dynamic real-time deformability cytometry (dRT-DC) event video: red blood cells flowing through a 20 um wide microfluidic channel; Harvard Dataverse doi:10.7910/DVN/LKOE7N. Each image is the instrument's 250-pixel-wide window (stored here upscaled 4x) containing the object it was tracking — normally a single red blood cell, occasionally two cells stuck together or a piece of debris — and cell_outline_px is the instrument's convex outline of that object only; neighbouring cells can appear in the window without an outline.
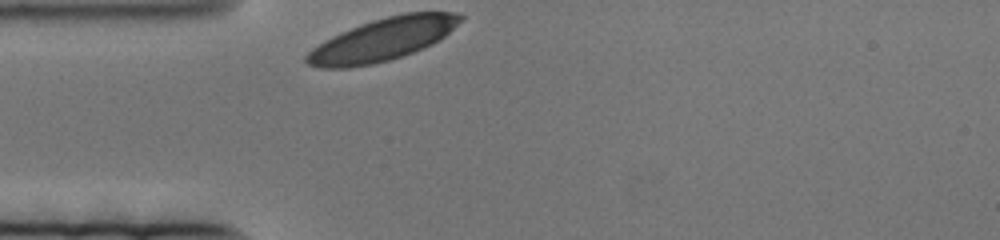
{"species": "human", "species_latin": "Homo sapiens", "temperature_condition": "cold", "stored_images_in_passage": 44, "camera_frame_rate_fps": 3000, "um_per_image_px": 0.085, "donor": {"sex": "female"}, "frame": {"image": 1, "passage_image": 1, "time_ms": 0.0, "image_size_px": [1000, 240], "cell_outline_px": [[464, 20], [440, 40], [424, 48], [388, 60], [372, 64], [348, 68], [320, 68], [308, 64], [304, 60], [304, 56], [312, 48], [324, 40], [332, 36], [360, 24], [372, 20], [404, 12], [452, 12], [464, 16]], "centroid_in_image_um": [32.53, 3.35], "position_along_channel_um": 52.5, "area_um2": 38.15}}
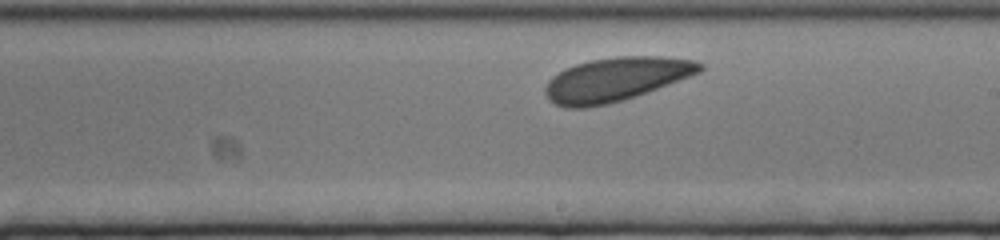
{"frame": {"image": 2, "passage_image": 26, "time_ms": 8.333, "image_size_px": [1000, 240], "cell_outline_px": [[704, 68], [700, 72], [648, 92], [624, 100], [608, 104], [588, 108], [564, 108], [548, 100], [544, 92], [544, 88], [548, 80], [552, 76], [564, 68], [576, 64], [592, 60], [616, 56], [664, 56], [692, 60], [704, 64]], "centroid_in_image_um": [52.31, 6.75], "position_along_channel_um": 236.7, "area_um2": 39.71}}
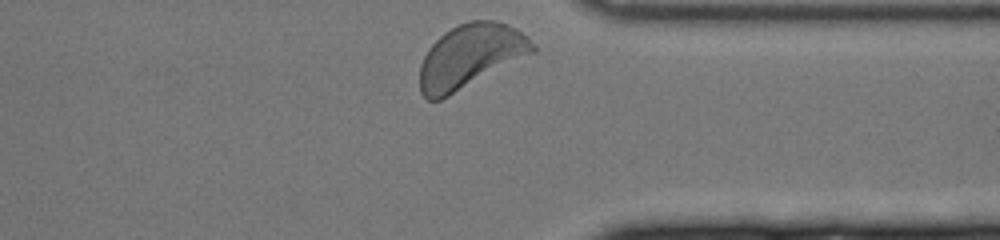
{"frame": {"image": 3, "passage_image": 44, "time_ms": 14.333, "image_size_px": [1000, 240], "cell_outline_px": [[536, 52], [440, 100], [428, 100], [420, 92], [420, 64], [428, 48], [444, 32], [460, 24], [472, 20], [492, 20], [508, 24], [516, 28], [528, 36], [536, 48]], "centroid_in_image_um": [39.99, 4.77], "position_along_channel_um": 371.4, "area_um2": 41.79}}